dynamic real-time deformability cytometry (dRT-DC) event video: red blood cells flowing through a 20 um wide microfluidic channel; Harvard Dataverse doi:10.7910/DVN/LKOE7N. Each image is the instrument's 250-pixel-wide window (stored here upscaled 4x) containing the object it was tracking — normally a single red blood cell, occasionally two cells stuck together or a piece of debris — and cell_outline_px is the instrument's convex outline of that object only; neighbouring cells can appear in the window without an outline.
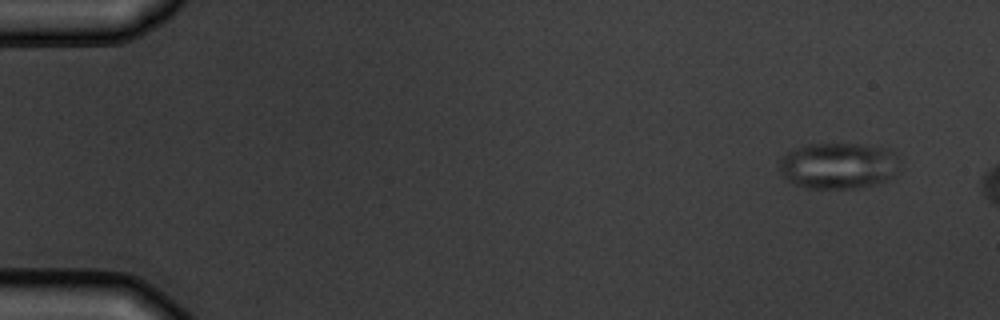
{"species": "common noctule bat (a hibernating species)", "species_latin": "Nyctalus noctula", "temperature_condition": "warm", "stored_images_in_passage": 3, "camera_frame_rate_fps": 3000, "um_per_image_px": 0.085, "animal": {"sex": "male", "body_mass_g": 19.5, "forearm_length_mm": 54.6}, "frame": {"image": 1, "passage_image": 1, "time_ms": 0.0, "image_size_px": [1000, 320], "cell_outline_px": [[896, 152], [892, 176], [888, 180], [876, 184], [852, 188], [808, 188], [792, 184], [784, 180], [780, 172], [780, 156], [796, 148], [808, 144], [860, 144], [892, 148]], "centroid_in_image_um": [71.19, 14.08], "position_along_channel_um": 13.8, "area_um2": 32.37}}